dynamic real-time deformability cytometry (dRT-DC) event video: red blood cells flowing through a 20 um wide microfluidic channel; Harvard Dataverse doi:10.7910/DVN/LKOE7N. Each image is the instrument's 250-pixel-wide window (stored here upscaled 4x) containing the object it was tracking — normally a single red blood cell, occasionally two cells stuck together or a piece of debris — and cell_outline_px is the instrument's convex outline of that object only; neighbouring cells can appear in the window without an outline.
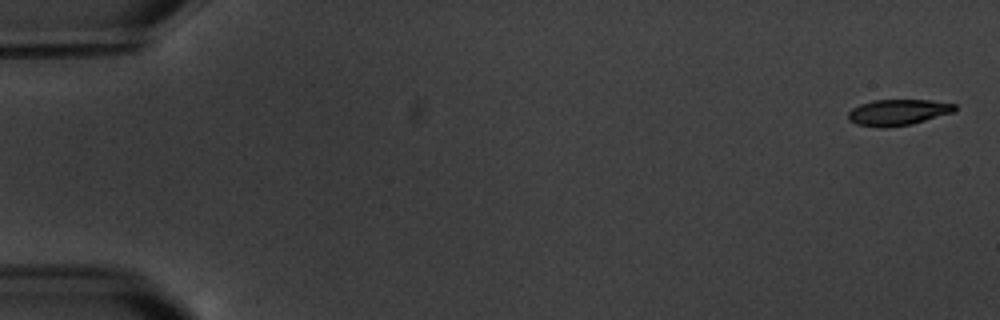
{"species": "common noctule bat (a hibernating species)", "species_latin": "Nyctalus noctula", "temperature_condition": "warm", "stored_images_in_passage": 17, "camera_frame_rate_fps": 3000, "um_per_image_px": 0.085, "animal": {"sex": "male", "body_mass_g": 20.1, "forearm_length_mm": 53.5}, "frame": {"image": 1, "passage_image": 1, "time_ms": 0.0, "image_size_px": [1000, 320], "cell_outline_px": [[956, 108], [952, 112], [912, 124], [888, 128], [880, 128], [856, 124], [848, 120], [848, 112], [852, 108], [860, 104], [872, 100], [932, 100], [956, 104]], "centroid_in_image_um": [76.29, 9.55], "position_along_channel_um": 8.7, "area_um2": 16.24}}
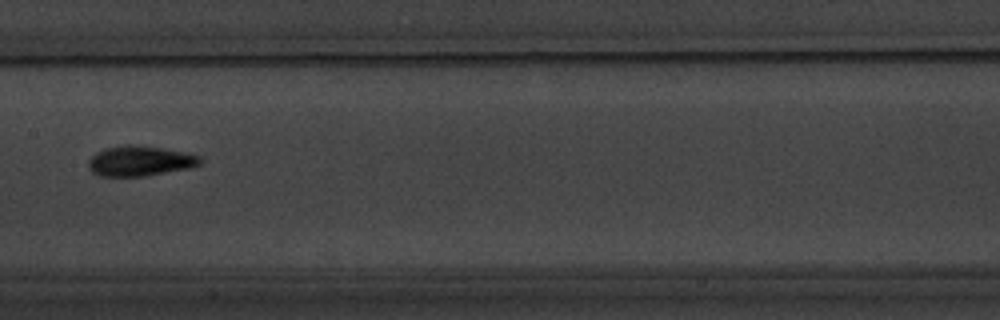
{"frame": {"image": 2, "passage_image": 9, "time_ms": 9.667, "image_size_px": [1000, 320], "cell_outline_px": [[204, 160], [200, 164], [192, 168], [144, 176], [100, 176], [92, 172], [88, 168], [88, 160], [96, 152], [104, 148], [128, 144], [136, 144], [164, 148], [184, 152], [200, 156]], "centroid_in_image_um": [11.91, 13.67], "position_along_channel_um": 195.5, "area_um2": 19.94}}
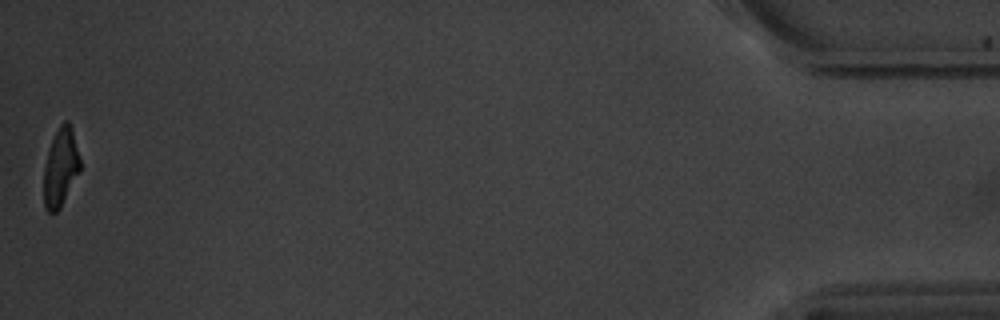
{"frame": {"image": 3, "passage_image": 17, "time_ms": 19.0, "image_size_px": [1000, 320], "cell_outline_px": [[80, 172], [60, 208], [56, 212], [48, 212], [44, 208], [44, 168], [48, 152], [52, 140], [60, 124], [64, 120], [68, 120], [72, 128], [80, 160]], "centroid_in_image_um": [5.16, 14.24], "position_along_channel_um": 430.0, "area_um2": 16.47}, "authors_computed_cell_mechanics": {"area_um2": 18.0336, "velocity_mm_per_s": 3.4815, "shape_relaxation_time_tau1_ms": 2.5493, "shape_relaxation_time_tau2_ms": 2.2358, "deformation_change_tau1": 0.1271, "deformation_change_tau2": 0.0733}}